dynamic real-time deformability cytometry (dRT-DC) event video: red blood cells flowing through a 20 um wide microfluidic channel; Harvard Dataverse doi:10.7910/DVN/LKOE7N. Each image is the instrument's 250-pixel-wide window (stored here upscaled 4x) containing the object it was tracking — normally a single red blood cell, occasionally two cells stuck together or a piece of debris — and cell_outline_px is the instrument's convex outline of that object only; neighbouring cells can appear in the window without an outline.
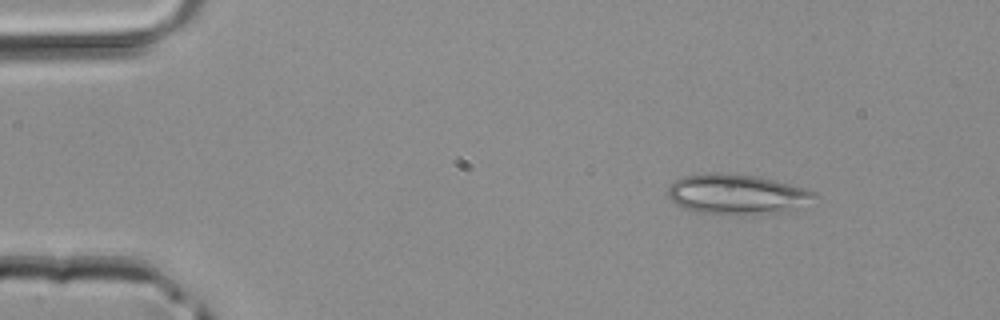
{"species": "common noctule bat (a hibernating species)", "species_latin": "Nyctalus noctula", "temperature_condition": "room temperature", "stored_images_in_passage": 3, "camera_frame_rate_fps": 3000, "um_per_image_px": 0.085, "animal": {"sex": "male", "body_mass_g": 20.4}, "frame": {"image": 1, "passage_image": 1, "time_ms": 0.0, "image_size_px": [1000, 320], "cell_outline_px": [[820, 196], [788, 212], [756, 216], [740, 216], [692, 212], [676, 204], [668, 196], [668, 188], [676, 180], [684, 176], [704, 172], [716, 172], [756, 176], [804, 188], [816, 192]], "centroid_in_image_um": [62.64, 16.55], "position_along_channel_um": 22.4, "area_um2": 34.97}}